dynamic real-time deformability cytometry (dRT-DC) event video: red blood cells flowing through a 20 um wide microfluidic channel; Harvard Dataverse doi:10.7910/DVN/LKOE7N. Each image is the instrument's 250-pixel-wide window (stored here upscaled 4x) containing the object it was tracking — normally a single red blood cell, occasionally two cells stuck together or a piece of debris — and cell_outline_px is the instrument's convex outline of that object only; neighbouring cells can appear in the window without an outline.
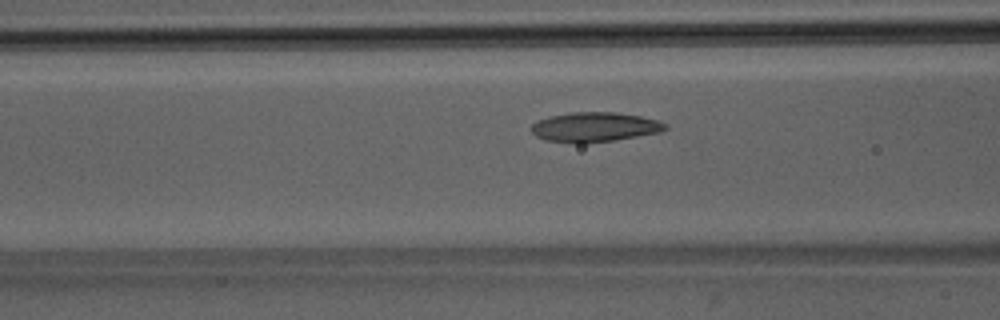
{"species": "Egyptian fruit bat (a non-hibernating species)", "species_latin": "Rousettus aegyptiacus", "temperature_condition": "room temperature", "stored_images_in_passage": 38, "camera_frame_rate_fps": 3000, "um_per_image_px": 0.085, "animal": {"sex": "male"}, "frame": {"image": 1, "passage_image": 10, "time_ms": 3.0, "image_size_px": [1000, 320], "cell_outline_px": [[668, 128], [660, 132], [612, 140], [584, 144], [576, 144], [544, 140], [536, 136], [532, 132], [532, 124], [536, 120], [548, 116], [568, 112], [612, 112], [640, 116], [656, 120], [668, 124]], "centroid_in_image_um": [50.49, 10.8], "position_along_channel_um": 116.1, "area_um2": 23.29}}
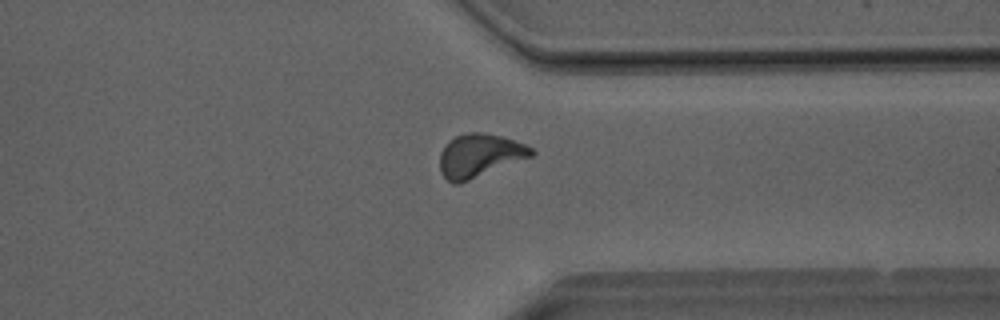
{"frame": {"image": 2, "passage_image": 29, "time_ms": 9.333, "image_size_px": [1000, 320], "cell_outline_px": [[536, 152], [532, 156], [460, 184], [452, 184], [440, 172], [440, 152], [448, 140], [456, 136], [468, 132], [480, 132], [500, 136], [524, 144], [532, 148]], "centroid_in_image_um": [40.73, 13.23], "position_along_channel_um": 370.7, "area_um2": 23.06}}
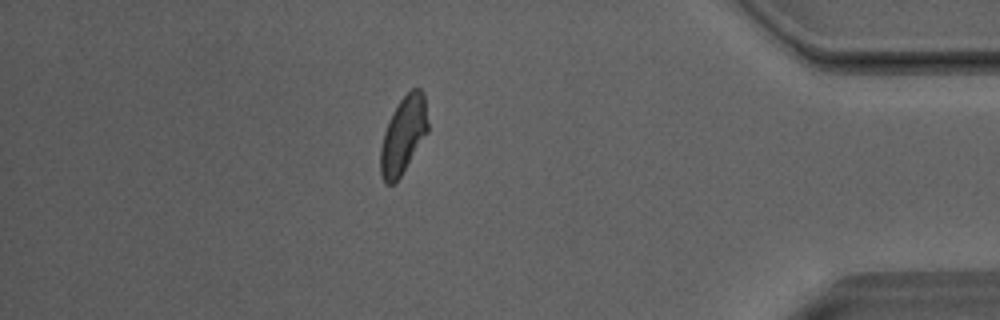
{"frame": {"image": 3, "passage_image": 34, "time_ms": 11.0, "image_size_px": [1000, 320], "cell_outline_px": [[428, 132], [400, 176], [392, 184], [384, 184], [380, 172], [380, 148], [384, 132], [392, 112], [400, 100], [412, 88], [420, 88], [424, 92], [428, 120]], "centroid_in_image_um": [34.28, 11.46], "position_along_channel_um": 400.9, "area_um2": 21.21}, "authors_computed_cell_mechanics": {"area_um2": 22.1952, "velocity_mm_per_s": 4.0332, "shape_relaxation_time_tau1_ms": 5.1542, "shape_relaxation_time_tau2_ms": 2.5684, "deformation_change_tau1": 0.1608, "deformation_change_tau2": 0.0678}}